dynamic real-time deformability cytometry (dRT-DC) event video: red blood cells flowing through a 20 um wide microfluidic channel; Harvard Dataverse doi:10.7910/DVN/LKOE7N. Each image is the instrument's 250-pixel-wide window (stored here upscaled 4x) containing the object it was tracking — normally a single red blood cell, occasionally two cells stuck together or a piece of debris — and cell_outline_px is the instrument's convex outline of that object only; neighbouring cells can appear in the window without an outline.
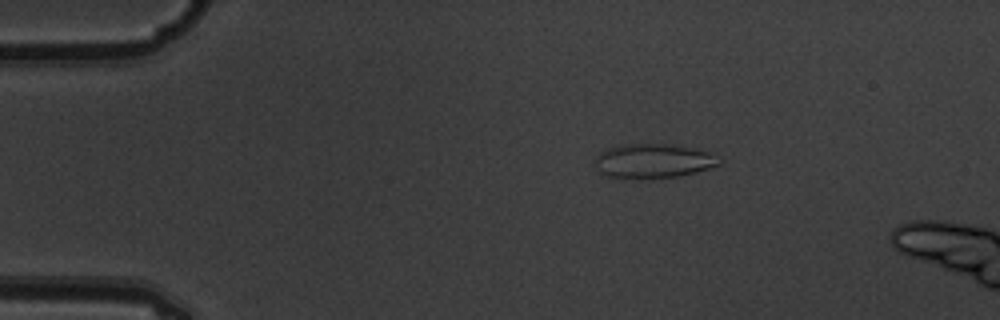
{"species": "common noctule bat (a hibernating species)", "species_latin": "Nyctalus noctula", "temperature_condition": "warm", "stored_images_in_passage": 3, "camera_frame_rate_fps": 3000, "um_per_image_px": 0.085, "animal": {"sex": "male", "body_mass_g": 19.5, "forearm_length_mm": 54.6}, "frame": {"image": 1, "passage_image": 1, "time_ms": 0.0, "image_size_px": [1000, 320], "cell_outline_px": [[720, 164], [712, 168], [696, 172], [676, 176], [640, 180], [608, 176], [600, 172], [596, 168], [596, 160], [600, 152], [608, 148], [624, 144], [668, 144], [700, 148], [720, 156]], "centroid_in_image_um": [55.59, 13.68], "position_along_channel_um": 29.4, "area_um2": 25.26}}